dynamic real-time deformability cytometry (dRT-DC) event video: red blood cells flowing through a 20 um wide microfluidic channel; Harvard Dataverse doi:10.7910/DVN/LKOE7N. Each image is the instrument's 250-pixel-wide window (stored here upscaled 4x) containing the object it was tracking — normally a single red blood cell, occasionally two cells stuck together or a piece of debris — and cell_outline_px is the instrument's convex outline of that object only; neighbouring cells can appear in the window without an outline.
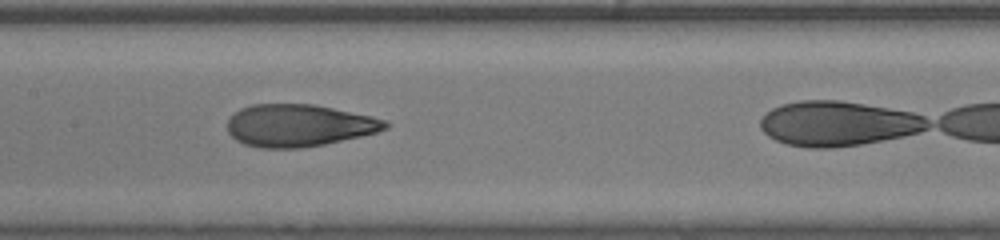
{"species": "human", "species_latin": "Homo sapiens", "temperature_condition": "room temperature", "stored_images_in_passage": 48, "camera_frame_rate_fps": 3000, "um_per_image_px": 0.085, "donor": {"sex": "male"}, "frame": {"image": 1, "passage_image": 30, "time_ms": 9.667, "image_size_px": [1000, 240], "cell_outline_px": [[388, 128], [376, 132], [360, 136], [324, 144], [300, 148], [260, 148], [244, 144], [236, 140], [228, 132], [228, 120], [240, 108], [252, 104], [316, 104], [372, 116], [388, 120]], "centroid_in_image_um": [25.41, 10.66], "position_along_channel_um": 182.0, "area_um2": 38.9}}
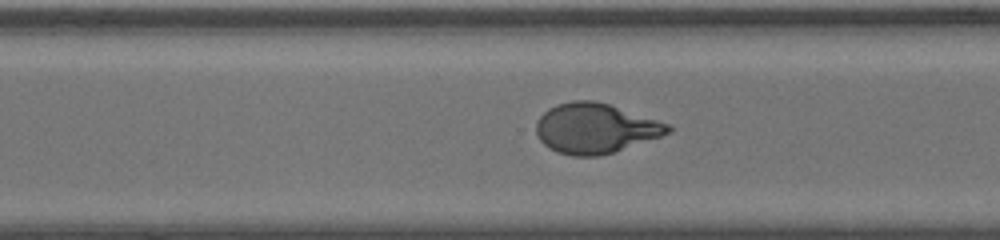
{"frame": {"image": 2, "passage_image": 40, "time_ms": 13.0, "image_size_px": [1000, 240], "cell_outline_px": [[672, 132], [612, 152], [596, 156], [572, 156], [556, 152], [548, 148], [540, 140], [536, 132], [536, 124], [540, 116], [548, 108], [556, 104], [572, 100], [592, 100], [608, 104], [668, 124], [672, 128]], "centroid_in_image_um": [50.54, 10.91], "position_along_channel_um": 320.1, "area_um2": 37.97}}
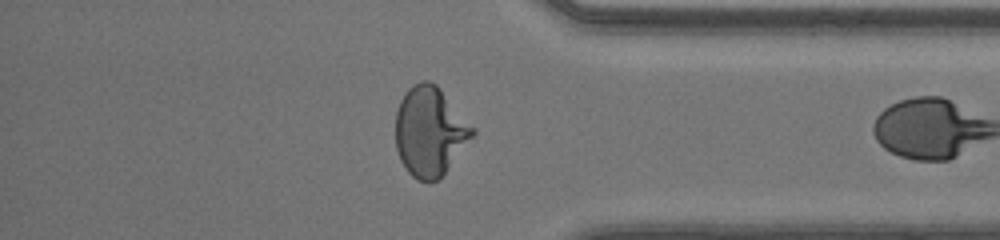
{"frame": {"image": 3, "passage_image": 46, "time_ms": 15.0, "image_size_px": [1000, 240], "cell_outline_px": [[476, 132], [444, 172], [436, 180], [428, 184], [416, 180], [408, 172], [400, 160], [396, 148], [396, 112], [400, 100], [404, 92], [412, 84], [420, 80], [428, 80], [436, 84], [440, 88], [476, 128]], "centroid_in_image_um": [36.52, 11.15], "position_along_channel_um": 398.7, "area_um2": 40.23}}